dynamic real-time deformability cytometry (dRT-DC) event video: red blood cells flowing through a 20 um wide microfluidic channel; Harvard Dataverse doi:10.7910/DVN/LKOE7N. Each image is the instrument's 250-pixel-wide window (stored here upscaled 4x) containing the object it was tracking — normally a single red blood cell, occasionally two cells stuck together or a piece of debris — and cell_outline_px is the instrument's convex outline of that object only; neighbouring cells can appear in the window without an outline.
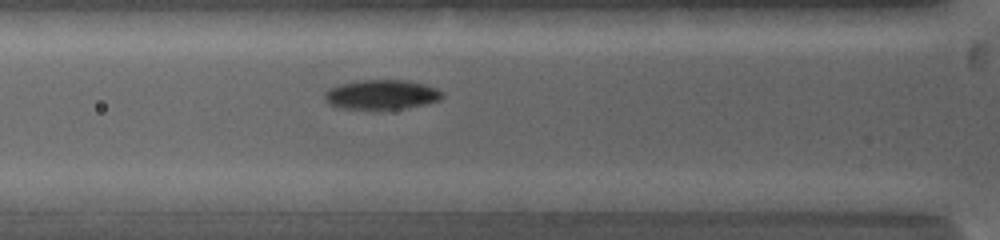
{"species": "common noctule bat (a hibernating species)", "species_latin": "Nyctalus noctula", "temperature_condition": "warm", "stored_images_in_passage": 29, "camera_frame_rate_fps": 5000, "um_per_image_px": 0.085, "animal": {"sex": "female", "body_mass_g": 19.0, "forearm_length_mm": 53.3}, "frame": {"image": 1, "passage_image": 8, "time_ms": 3.2, "image_size_px": [1000, 240], "cell_outline_px": [[444, 96], [440, 100], [408, 108], [340, 108], [328, 104], [324, 100], [324, 92], [328, 88], [340, 84], [360, 80], [404, 80], [424, 84], [436, 88], [444, 92]], "centroid_in_image_um": [32.42, 8.03], "position_along_channel_um": 93.4, "area_um2": 20.23}}
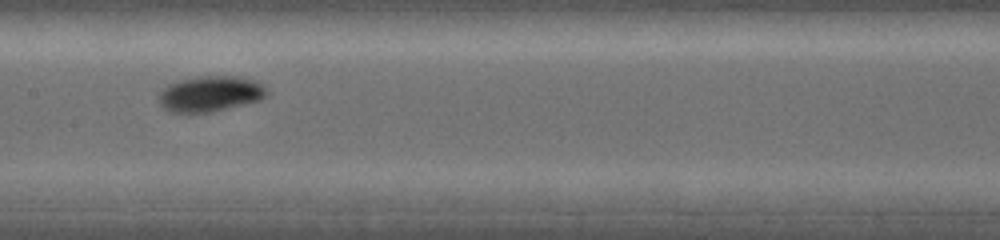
{"frame": {"image": 2, "passage_image": 14, "time_ms": 5.6, "image_size_px": [1000, 240], "cell_outline_px": [[268, 92], [260, 100], [212, 112], [172, 112], [164, 108], [160, 104], [160, 92], [168, 84], [180, 80], [200, 76], [236, 76], [256, 80], [268, 88]], "centroid_in_image_um": [17.91, 7.96], "position_along_channel_um": 189.5, "area_um2": 22.31}}
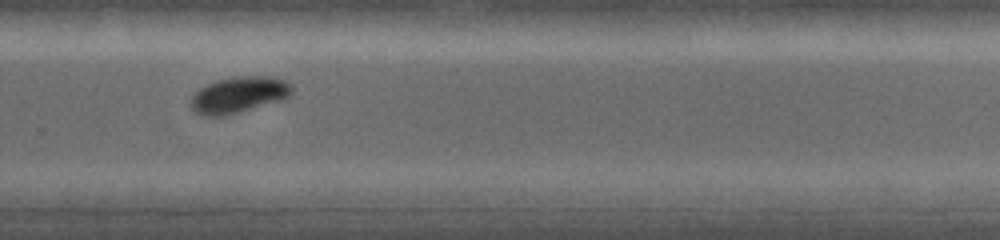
{"frame": {"image": 3, "passage_image": 21, "time_ms": 8.6, "image_size_px": [1000, 240], "cell_outline_px": [[292, 92], [288, 96], [280, 100], [224, 116], [204, 116], [196, 112], [192, 108], [192, 96], [200, 88], [216, 80], [240, 76], [276, 76], [284, 80], [292, 88]], "centroid_in_image_um": [20.29, 8.04], "position_along_channel_um": 309.5, "area_um2": 20.92}, "authors_computed_cell_mechanics": {"area_um2": 20.6346, "velocity_mm_per_s": 4.0139, "shape_relaxation_time_tau1_ms": 2.082, "shape_relaxation_time_tau2_ms": null, "deformation_change_tau1": 0.1263, "deformation_change_tau2": null}}